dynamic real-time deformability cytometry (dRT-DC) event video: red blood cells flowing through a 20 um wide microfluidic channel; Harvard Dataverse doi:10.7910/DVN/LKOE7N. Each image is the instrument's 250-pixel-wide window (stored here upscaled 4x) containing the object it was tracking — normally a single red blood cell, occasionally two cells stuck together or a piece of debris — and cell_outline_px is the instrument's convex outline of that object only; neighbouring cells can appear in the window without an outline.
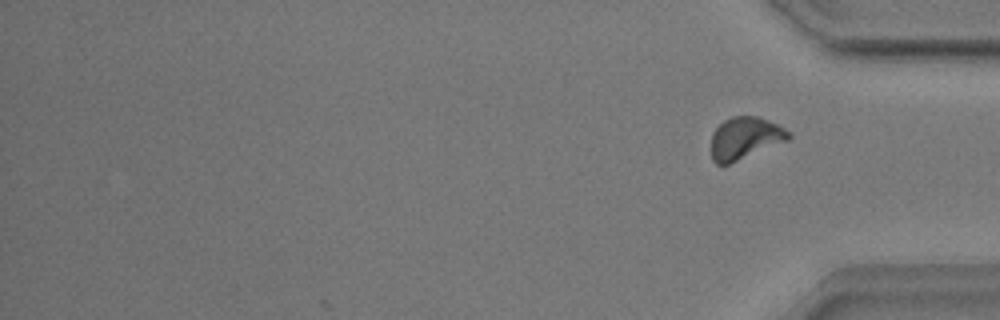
{"species": "common noctule bat (a hibernating species)", "species_latin": "Nyctalus noctula", "temperature_condition": "warm", "stored_images_in_passage": 30, "camera_frame_rate_fps": 3000, "um_per_image_px": 0.085, "animal": {"sex": "male", "body_mass_g": 17.9}, "frame": {"image": 1, "passage_image": 30, "time_ms": 9.667, "image_size_px": [1000, 320], "cell_outline_px": [[792, 136], [788, 140], [728, 164], [716, 164], [712, 160], [712, 132], [724, 120], [732, 116], [756, 116], [768, 120], [792, 132]], "centroid_in_image_um": [63.33, 11.73], "position_along_channel_um": 371.9, "area_um2": 18.84}, "authors_computed_cell_mechanics": {"area_um2": 18.8428, "velocity_mm_per_s": 3.8725, "shape_relaxation_time_tau1_ms": 3.2021, "shape_relaxation_time_tau2_ms": 1.8555, "deformation_change_tau1": 0.1398, "deformation_change_tau2": 0.0762}}